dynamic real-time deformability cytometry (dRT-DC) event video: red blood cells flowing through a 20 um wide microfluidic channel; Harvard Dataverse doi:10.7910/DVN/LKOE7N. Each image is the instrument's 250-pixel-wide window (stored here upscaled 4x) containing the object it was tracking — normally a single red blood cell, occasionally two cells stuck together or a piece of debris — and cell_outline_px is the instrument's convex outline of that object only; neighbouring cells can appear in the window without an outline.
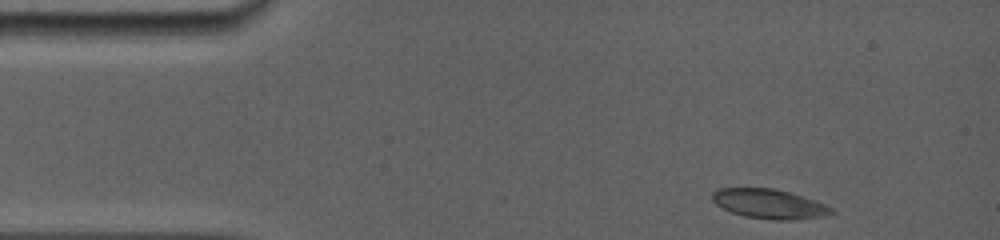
{"species": "common noctule bat (a hibernating species)", "species_latin": "Nyctalus noctula", "temperature_condition": "room temperature", "stored_images_in_passage": 29, "camera_frame_rate_fps": 5000, "um_per_image_px": 0.085, "animal": {"sex": "female", "body_mass_g": 19.0, "forearm_length_mm": 56.7}, "frame": {"image": 1, "passage_image": 1, "time_ms": 0.0, "image_size_px": [1000, 240], "cell_outline_px": [[836, 212], [828, 216], [792, 220], [772, 220], [744, 216], [732, 212], [716, 204], [712, 200], [712, 192], [720, 188], [772, 188], [788, 192], [824, 204], [832, 208]], "centroid_in_image_um": [65.39, 17.34], "position_along_channel_um": 19.6, "area_um2": 20.35}}
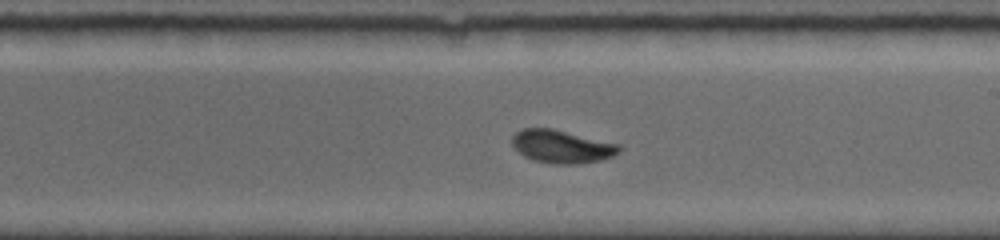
{"frame": {"image": 2, "passage_image": 17, "time_ms": 7.6, "image_size_px": [1000, 240], "cell_outline_px": [[620, 152], [612, 156], [600, 160], [576, 164], [556, 164], [532, 160], [524, 156], [512, 144], [512, 136], [516, 132], [524, 128], [552, 128], [620, 144]], "centroid_in_image_um": [47.75, 12.45], "position_along_channel_um": 241.2, "area_um2": 20.52}}
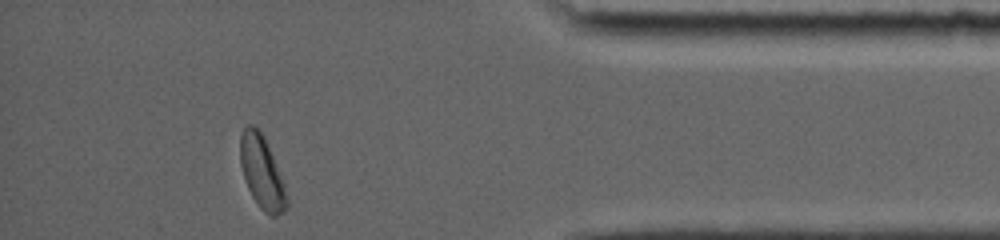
{"frame": {"image": 3, "passage_image": 29, "time_ms": 12.6, "image_size_px": [1000, 240], "cell_outline_px": [[288, 208], [284, 212], [276, 216], [272, 216], [264, 212], [260, 208], [252, 196], [248, 188], [240, 164], [240, 136], [244, 128], [248, 124], [252, 124], [264, 136], [284, 180], [288, 196]], "centroid_in_image_um": [22.29, 14.67], "position_along_channel_um": 412.9, "area_um2": 19.94}, "authors_computed_cell_mechanics": {"area_um2": 20.2878, "velocity_mm_per_s": 3.8701, "shape_relaxation_time_tau1_ms": 3.649, "shape_relaxation_time_tau2_ms": 1.8463, "deformation_change_tau1": 0.14, "deformation_change_tau2": 0.0394}}